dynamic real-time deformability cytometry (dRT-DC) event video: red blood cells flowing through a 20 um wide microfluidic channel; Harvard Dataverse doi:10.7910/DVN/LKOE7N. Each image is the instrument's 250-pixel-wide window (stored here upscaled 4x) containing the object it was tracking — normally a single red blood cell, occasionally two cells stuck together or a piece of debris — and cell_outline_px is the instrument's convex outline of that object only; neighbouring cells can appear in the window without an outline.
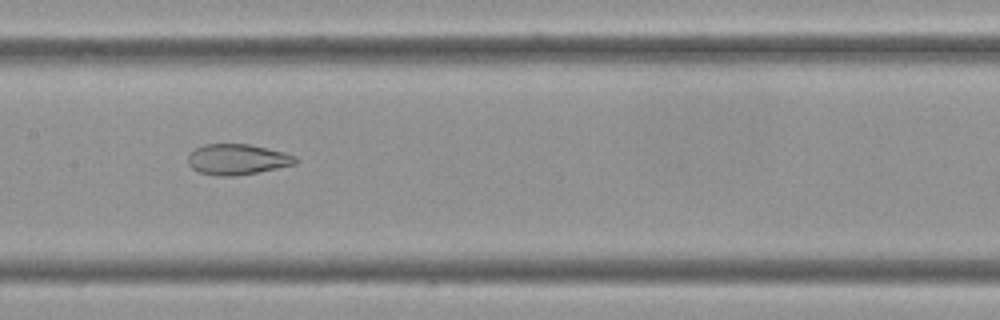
{"species": "Egyptian fruit bat (a non-hibernating species)", "species_latin": "Rousettus aegyptiacus", "temperature_condition": "cold", "stored_images_in_passage": 50, "camera_frame_rate_fps": 3000, "um_per_image_px": 0.085, "frame": {"image": 1, "passage_image": 20, "time_ms": 6.333, "image_size_px": [1000, 320], "cell_outline_px": [[300, 160], [296, 164], [236, 176], [216, 176], [200, 172], [192, 168], [188, 164], [188, 152], [192, 148], [204, 144], [248, 144], [268, 148], [284, 152], [296, 156]], "centroid_in_image_um": [20.15, 13.54], "position_along_channel_um": 187.3, "area_um2": 19.42}}
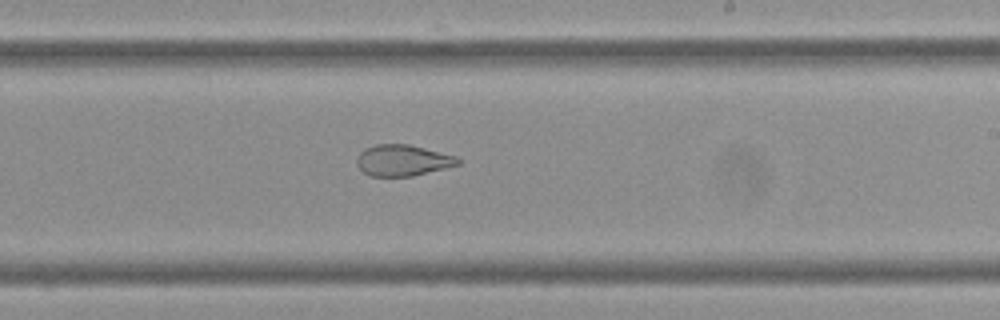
{"frame": {"image": 2, "passage_image": 26, "time_ms": 8.333, "image_size_px": [1000, 320], "cell_outline_px": [[460, 164], [412, 176], [372, 176], [364, 172], [356, 164], [356, 160], [360, 152], [364, 148], [376, 144], [408, 144], [456, 156], [460, 160]], "centroid_in_image_um": [34.2, 13.62], "position_along_channel_um": 254.8, "area_um2": 18.21}}
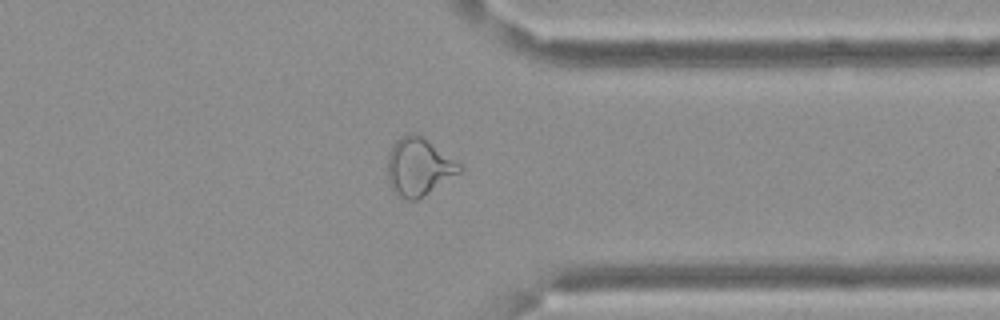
{"frame": {"image": 3, "passage_image": 37, "time_ms": 12.0, "image_size_px": [1000, 320], "cell_outline_px": [[464, 168], [460, 172], [416, 200], [404, 200], [392, 188], [388, 180], [388, 156], [396, 140], [400, 136], [412, 132], [416, 132], [460, 164]], "centroid_in_image_um": [35.57, 14.17], "position_along_channel_um": 375.8, "area_um2": 23.7}, "authors_computed_cell_mechanics": {"area_um2": 24.2182, "velocity_mm_per_s": 3.383, "shape_relaxation_time_tau1_ms": null, "shape_relaxation_time_tau2_ms": 1.81, "deformation_change_tau1": null, "deformation_change_tau2": 0.0843}}